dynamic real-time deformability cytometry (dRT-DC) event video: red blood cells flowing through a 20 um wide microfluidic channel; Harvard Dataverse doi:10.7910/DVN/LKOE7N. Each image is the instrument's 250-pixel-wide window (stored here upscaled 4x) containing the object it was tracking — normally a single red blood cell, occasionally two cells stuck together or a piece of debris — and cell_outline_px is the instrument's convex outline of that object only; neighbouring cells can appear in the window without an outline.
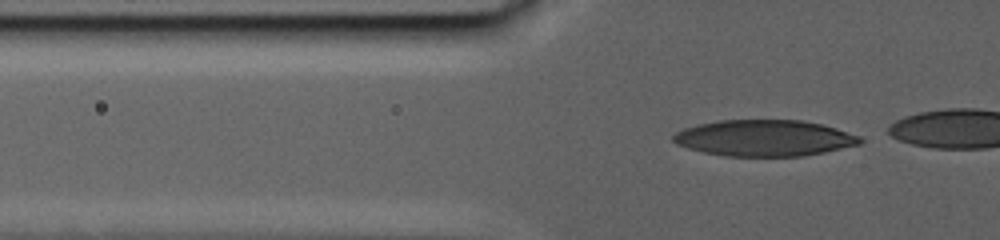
{"species": "human", "species_latin": "Homo sapiens", "temperature_condition": "warm", "stored_images_in_passage": 82, "camera_frame_rate_fps": 3000, "um_per_image_px": 0.085, "donor": {"sex": "male"}, "frame": {"image": 1, "passage_image": 31, "time_ms": 10.0, "image_size_px": [1000, 240], "cell_outline_px": [[864, 140], [860, 144], [824, 152], [804, 156], [724, 156], [704, 152], [688, 148], [676, 144], [672, 140], [672, 136], [676, 132], [684, 128], [696, 124], [720, 120], [800, 120], [820, 124], [836, 128], [860, 136]], "centroid_in_image_um": [64.95, 11.73], "position_along_channel_um": 60.9, "area_um2": 39.48}}
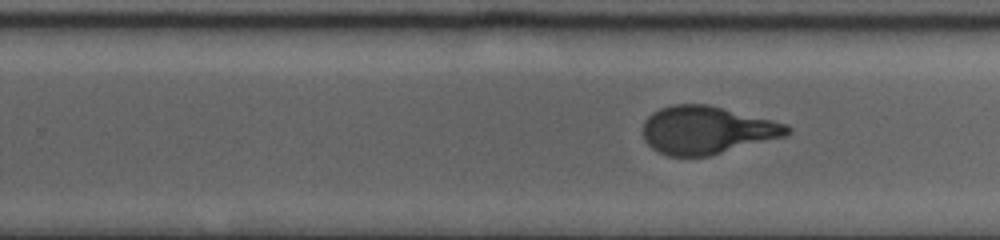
{"frame": {"image": 2, "passage_image": 62, "time_ms": 20.333, "image_size_px": [1000, 240], "cell_outline_px": [[792, 132], [788, 136], [708, 156], [668, 156], [652, 148], [644, 140], [644, 120], [652, 112], [660, 108], [672, 104], [708, 104], [788, 124], [792, 128]], "centroid_in_image_um": [60.11, 11.05], "position_along_channel_um": 269.7, "area_um2": 40.4}}
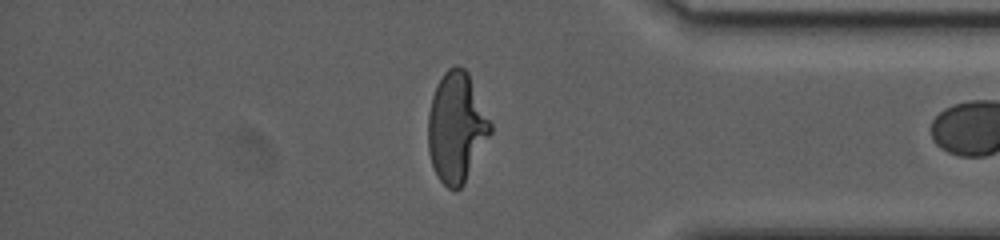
{"frame": {"image": 3, "passage_image": 81, "time_ms": 26.667, "image_size_px": [1000, 240], "cell_outline_px": [[492, 132], [464, 184], [460, 188], [448, 188], [440, 180], [432, 164], [428, 152], [428, 112], [432, 96], [444, 72], [448, 68], [456, 64], [464, 68], [468, 72], [492, 124]], "centroid_in_image_um": [38.8, 10.81], "position_along_channel_um": 396.4, "area_um2": 39.82}}